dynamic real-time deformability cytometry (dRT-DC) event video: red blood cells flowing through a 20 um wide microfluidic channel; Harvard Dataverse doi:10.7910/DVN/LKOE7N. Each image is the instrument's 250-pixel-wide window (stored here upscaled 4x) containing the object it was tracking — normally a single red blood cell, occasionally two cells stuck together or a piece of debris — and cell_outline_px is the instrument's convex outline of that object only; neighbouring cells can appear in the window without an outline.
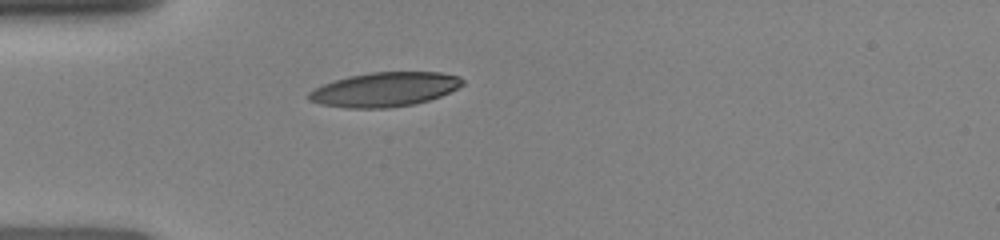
{"species": "human", "species_latin": "Homo sapiens", "temperature_condition": "room temperature", "stored_images_in_passage": 6, "camera_frame_rate_fps": 3000, "um_per_image_px": 0.085, "donor": {"sex": "female"}, "frame": {"image": 1, "passage_image": 1, "time_ms": 0.0, "image_size_px": [1000, 240], "cell_outline_px": [[464, 84], [440, 96], [428, 100], [412, 104], [388, 108], [344, 108], [320, 104], [308, 100], [308, 92], [324, 84], [348, 76], [372, 72], [440, 72], [460, 76], [464, 80]], "centroid_in_image_um": [32.69, 7.6], "position_along_channel_um": 52.3, "area_um2": 30.63}}
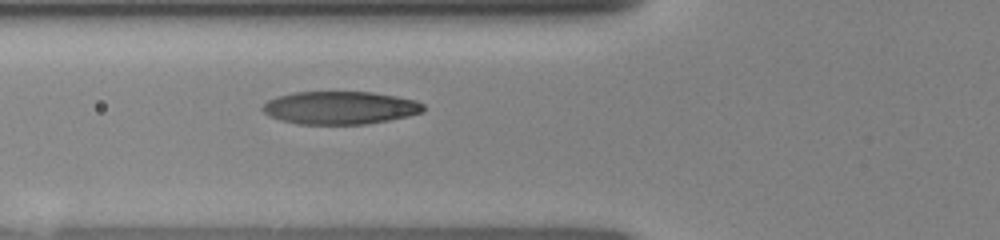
{"frame": {"image": 2, "passage_image": 3, "time_ms": 1.333, "image_size_px": [1000, 240], "cell_outline_px": [[424, 112], [408, 116], [368, 124], [296, 124], [268, 116], [260, 108], [268, 100], [276, 96], [292, 92], [372, 92], [396, 96], [416, 100], [424, 104]], "centroid_in_image_um": [28.89, 9.16], "position_along_channel_um": 96.9, "area_um2": 31.04}}
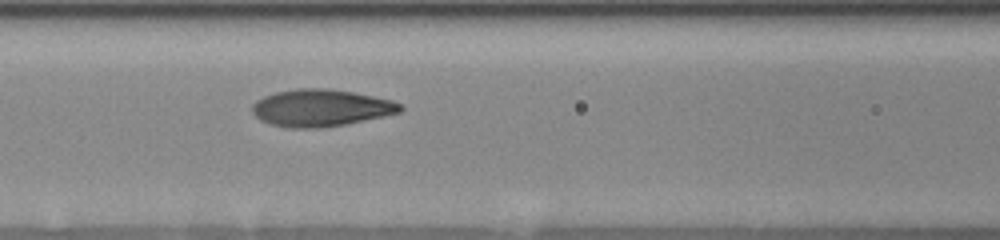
{"frame": {"image": 3, "passage_image": 6, "time_ms": 2.333, "image_size_px": [1000, 240], "cell_outline_px": [[404, 108], [400, 112], [384, 116], [344, 124], [320, 128], [292, 128], [272, 124], [260, 120], [252, 112], [252, 104], [256, 100], [264, 96], [276, 92], [296, 88], [324, 88], [352, 92], [392, 100], [400, 104]], "centroid_in_image_um": [27.25, 9.17], "position_along_channel_um": 139.3, "area_um2": 31.79}}